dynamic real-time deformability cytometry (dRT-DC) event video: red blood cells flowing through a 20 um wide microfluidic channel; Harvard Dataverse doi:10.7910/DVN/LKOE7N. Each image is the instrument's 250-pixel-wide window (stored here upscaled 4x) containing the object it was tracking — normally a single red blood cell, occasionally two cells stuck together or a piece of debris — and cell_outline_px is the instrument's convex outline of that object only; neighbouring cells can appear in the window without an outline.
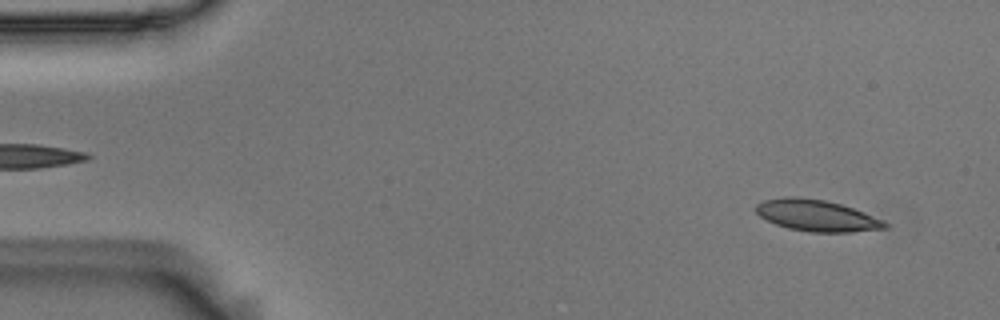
{"species": "Egyptian fruit bat (a non-hibernating species)", "species_latin": "Rousettus aegyptiacus", "temperature_condition": "room temperature", "stored_images_in_passage": 45, "camera_frame_rate_fps": 3000, "um_per_image_px": 0.085, "animal": {"sex": "male"}, "frame": {"image": 1, "passage_image": 3, "time_ms": 0.667, "image_size_px": [1000, 320], "cell_outline_px": [[888, 228], [852, 232], [812, 232], [788, 228], [776, 224], [760, 216], [756, 212], [756, 204], [764, 200], [784, 196], [800, 196], [824, 200], [840, 204], [864, 212], [884, 220], [888, 224]], "centroid_in_image_um": [69.43, 18.31], "position_along_channel_um": 15.6, "area_um2": 23.64}}
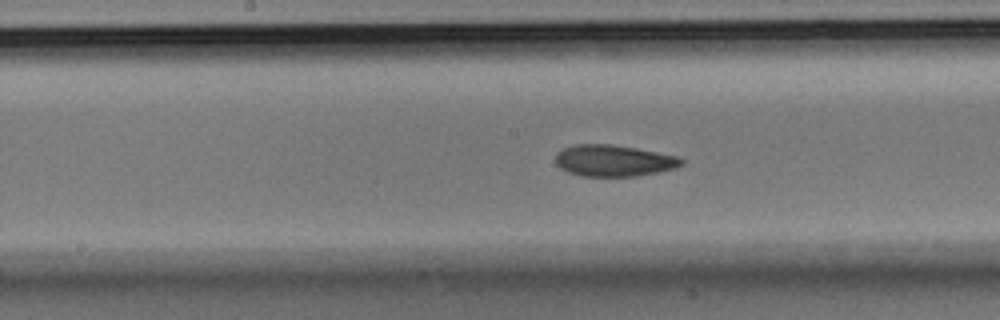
{"frame": {"image": 2, "passage_image": 26, "time_ms": 8.333, "image_size_px": [1000, 320], "cell_outline_px": [[684, 164], [676, 168], [660, 172], [636, 176], [580, 176], [568, 172], [560, 168], [556, 164], [556, 152], [564, 148], [576, 144], [612, 144], [636, 148], [676, 156], [684, 160]], "centroid_in_image_um": [52.16, 13.66], "position_along_channel_um": 196.0, "area_um2": 23.18}}
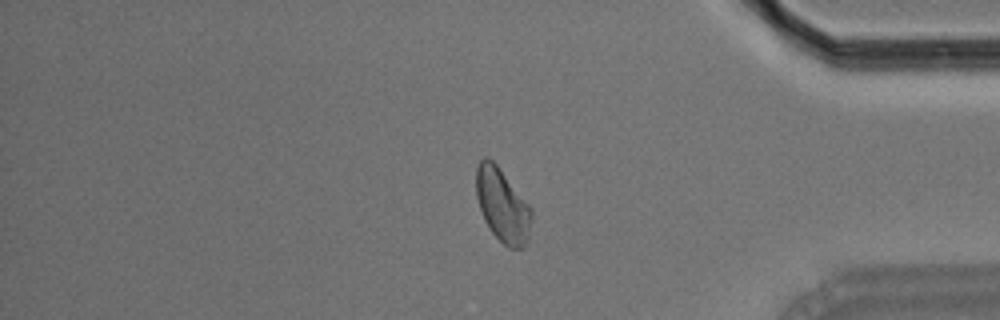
{"frame": {"image": 3, "passage_image": 44, "time_ms": 14.333, "image_size_px": [1000, 320], "cell_outline_px": [[532, 216], [528, 240], [524, 248], [508, 248], [492, 232], [484, 220], [476, 196], [476, 164], [484, 156], [488, 156], [496, 164], [532, 208]], "centroid_in_image_um": [42.7, 17.44], "position_along_channel_um": 392.5, "area_um2": 23.76}, "authors_computed_cell_mechanics": {"area_um2": 23.2934, "velocity_mm_per_s": 3.6827, "shape_relaxation_time_tau1_ms": 5.1775, "shape_relaxation_time_tau2_ms": 3.1632, "deformation_change_tau1": 0.1321, "deformation_change_tau2": 0.0927}}